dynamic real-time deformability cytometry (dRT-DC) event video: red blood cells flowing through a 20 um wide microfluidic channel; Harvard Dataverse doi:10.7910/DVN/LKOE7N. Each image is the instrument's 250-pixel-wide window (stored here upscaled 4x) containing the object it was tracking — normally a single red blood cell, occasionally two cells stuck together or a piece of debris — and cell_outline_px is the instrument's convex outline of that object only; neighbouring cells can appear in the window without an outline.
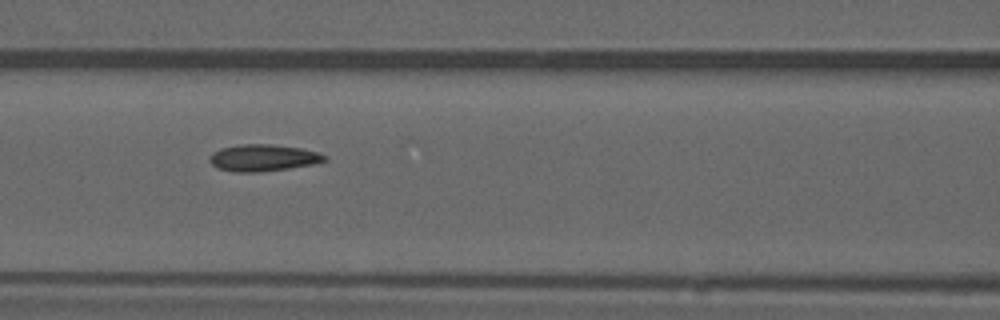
{"species": "common noctule bat (a hibernating species)", "species_latin": "Nyctalus noctula", "temperature_condition": "warm", "stored_images_in_passage": 53, "camera_frame_rate_fps": 3000, "um_per_image_px": 0.085, "animal": {"sex": "male", "forearm_length_mm": 52.5}, "frame": {"image": 1, "passage_image": 23, "time_ms": 7.333, "image_size_px": [1000, 320], "cell_outline_px": [[328, 160], [316, 164], [260, 172], [236, 172], [216, 168], [208, 160], [208, 156], [212, 152], [220, 148], [240, 144], [268, 144], [300, 148], [320, 152], [328, 156]], "centroid_in_image_um": [22.37, 13.41], "position_along_channel_um": 144.2, "area_um2": 18.21}, "authors_computed_cell_mechanics": {"area_um2": 17.2244, "velocity_mm_per_s": 3.9165, "shape_relaxation_time_tau1_ms": null, "shape_relaxation_time_tau2_ms": 3.5413, "deformation_change_tau1": null, "deformation_change_tau2": 0.0894}}